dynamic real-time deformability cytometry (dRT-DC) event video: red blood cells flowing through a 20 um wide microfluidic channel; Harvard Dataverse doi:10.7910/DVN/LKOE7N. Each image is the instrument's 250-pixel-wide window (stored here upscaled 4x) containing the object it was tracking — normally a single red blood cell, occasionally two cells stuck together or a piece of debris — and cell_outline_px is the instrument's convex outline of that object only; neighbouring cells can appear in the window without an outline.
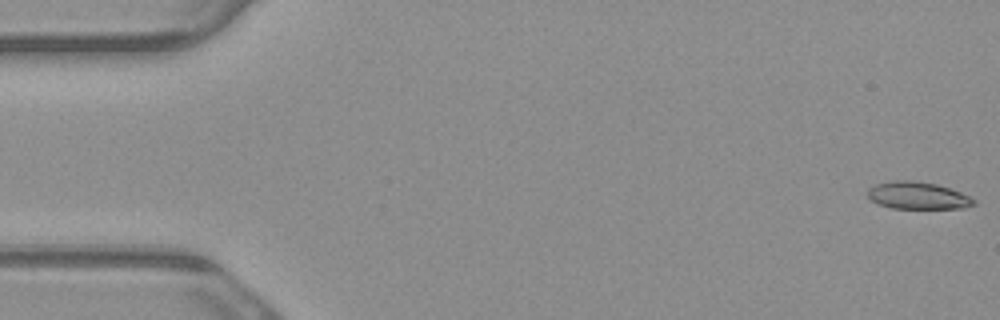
{"species": "common noctule bat (a hibernating species)", "species_latin": "Nyctalus noctula", "temperature_condition": "warm", "stored_images_in_passage": 5, "camera_frame_rate_fps": 3000, "um_per_image_px": 0.085, "animal": {"sex": "male", "body_mass_g": 23.1, "forearm_length_mm": 52.7}, "frame": {"image": 1, "passage_image": 1, "time_ms": 0.0, "image_size_px": [1000, 320], "cell_outline_px": [[976, 204], [964, 208], [892, 208], [876, 204], [868, 196], [868, 188], [876, 184], [896, 180], [912, 180], [936, 184], [960, 192], [976, 200]], "centroid_in_image_um": [77.99, 16.62], "position_along_channel_um": 7.0, "area_um2": 16.76}}
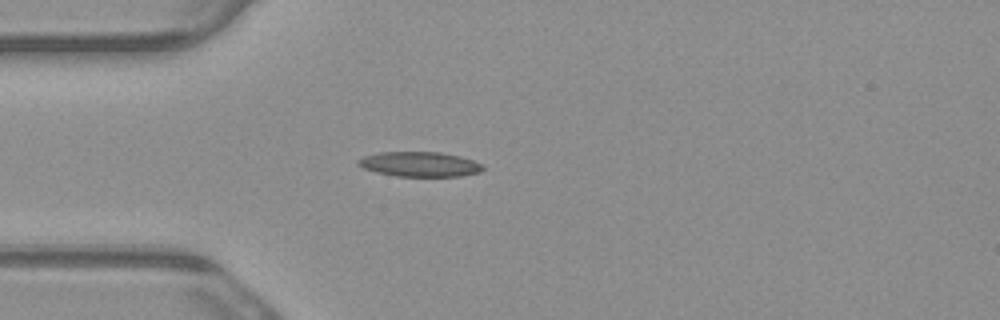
{"frame": {"image": 2, "passage_image": 4, "time_ms": 1.0, "image_size_px": [1000, 320], "cell_outline_px": [[484, 168], [480, 172], [460, 176], [396, 176], [376, 172], [364, 168], [356, 164], [356, 160], [364, 156], [380, 152], [440, 152], [460, 156], [472, 160], [480, 164]], "centroid_in_image_um": [35.64, 13.95], "position_along_channel_um": 49.4, "area_um2": 17.98}}